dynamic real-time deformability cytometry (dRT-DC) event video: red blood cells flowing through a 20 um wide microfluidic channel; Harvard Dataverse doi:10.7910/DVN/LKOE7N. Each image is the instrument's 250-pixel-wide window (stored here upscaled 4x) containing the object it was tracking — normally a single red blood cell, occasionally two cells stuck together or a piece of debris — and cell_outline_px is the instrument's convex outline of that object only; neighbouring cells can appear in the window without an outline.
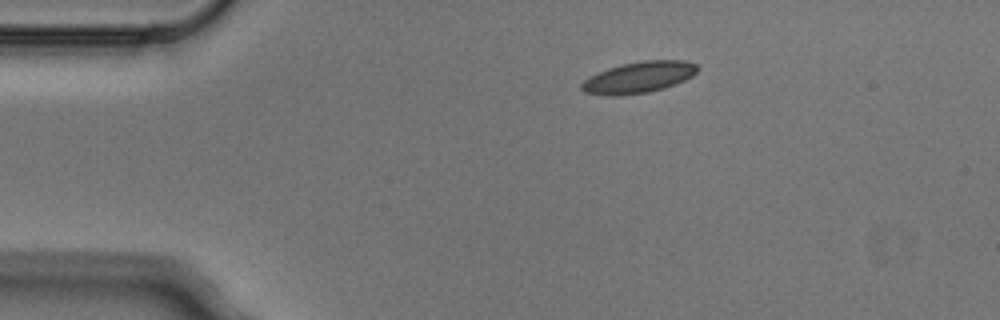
{"species": "Egyptian fruit bat (a non-hibernating species)", "species_latin": "Rousettus aegyptiacus", "temperature_condition": "cold", "stored_images_in_passage": 3, "camera_frame_rate_fps": 3000, "um_per_image_px": 0.085, "animal": {"sex": "male"}, "frame": {"image": 1, "passage_image": 1, "time_ms": 0.0, "image_size_px": [1000, 320], "cell_outline_px": [[700, 68], [692, 76], [676, 84], [664, 88], [648, 92], [620, 96], [608, 96], [584, 92], [580, 88], [580, 84], [588, 76], [596, 72], [620, 64], [644, 60], [688, 60], [696, 64]], "centroid_in_image_um": [54.27, 6.57], "position_along_channel_um": 30.7, "area_um2": 21.5}}
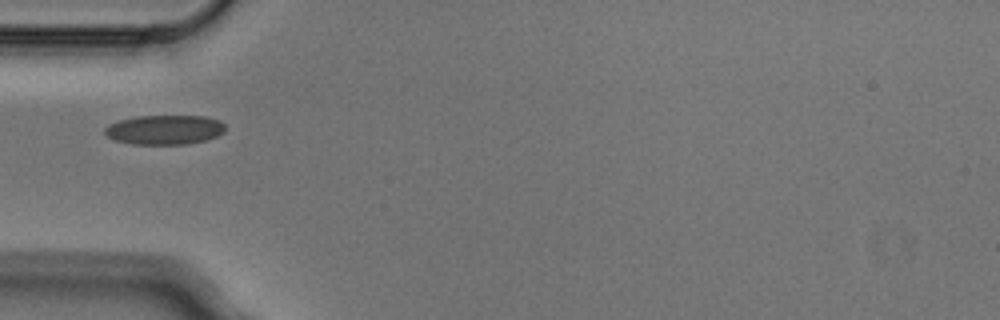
{"frame": {"image": 2, "passage_image": 3, "time_ms": 0.667, "image_size_px": [1000, 320], "cell_outline_px": [[224, 132], [216, 136], [204, 140], [188, 144], [132, 144], [116, 140], [108, 136], [104, 132], [104, 128], [108, 124], [120, 120], [136, 116], [204, 116], [220, 120], [224, 124]], "centroid_in_image_um": [13.98, 11.02], "position_along_channel_um": 71.0, "area_um2": 20.63}}